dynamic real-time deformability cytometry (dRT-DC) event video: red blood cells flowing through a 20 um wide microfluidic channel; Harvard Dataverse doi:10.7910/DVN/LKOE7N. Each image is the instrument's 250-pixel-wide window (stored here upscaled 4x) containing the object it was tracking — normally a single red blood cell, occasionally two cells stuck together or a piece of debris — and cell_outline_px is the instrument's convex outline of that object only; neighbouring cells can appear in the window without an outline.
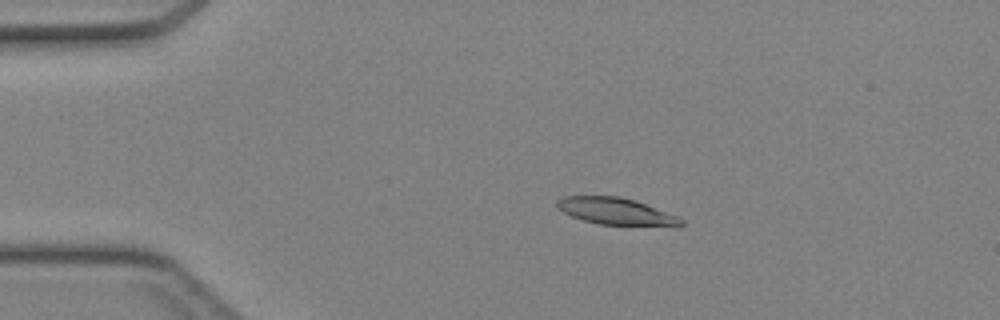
{"species": "Egyptian fruit bat (a non-hibernating species)", "species_latin": "Rousettus aegyptiacus", "temperature_condition": "cold", "stored_images_in_passage": 46, "camera_frame_rate_fps": 3000, "um_per_image_px": 0.085, "animal": {"sex": "female"}, "frame": {"image": 1, "passage_image": 10, "time_ms": 3.0, "image_size_px": [1000, 320], "cell_outline_px": [[684, 224], [680, 228], [676, 228], [600, 224], [584, 220], [572, 216], [556, 208], [556, 200], [564, 196], [620, 196], [636, 200], [676, 216], [684, 220]], "centroid_in_image_um": [52.44, 17.99], "position_along_channel_um": 32.6, "area_um2": 19.94}}
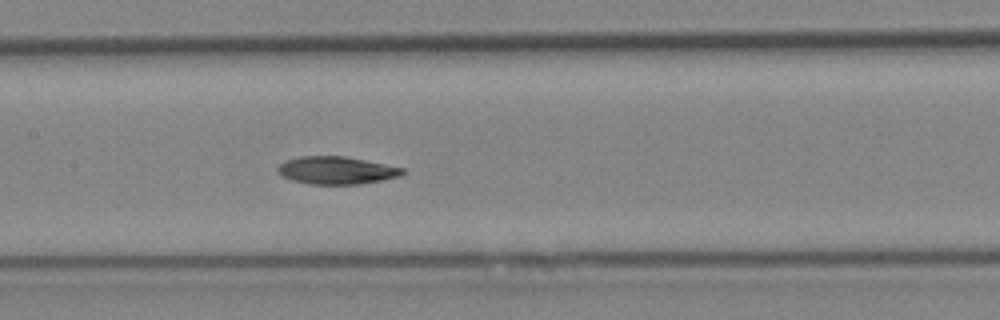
{"frame": {"image": 2, "passage_image": 23, "time_ms": 7.333, "image_size_px": [1000, 320], "cell_outline_px": [[408, 172], [400, 176], [360, 184], [312, 184], [292, 180], [280, 176], [276, 168], [284, 160], [300, 156], [344, 156], [404, 168]], "centroid_in_image_um": [28.57, 14.48], "position_along_channel_um": 178.8, "area_um2": 20.11}}
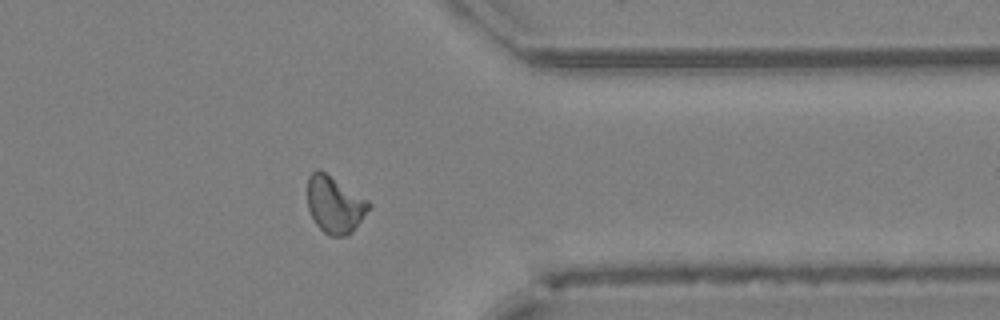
{"frame": {"image": 3, "passage_image": 37, "time_ms": 12.0, "image_size_px": [1000, 320], "cell_outline_px": [[372, 204], [352, 232], [348, 236], [332, 236], [324, 232], [316, 224], [308, 208], [308, 176], [312, 172], [324, 172], [368, 200]], "centroid_in_image_um": [28.45, 17.42], "position_along_channel_um": 382.9, "area_um2": 19.83}}